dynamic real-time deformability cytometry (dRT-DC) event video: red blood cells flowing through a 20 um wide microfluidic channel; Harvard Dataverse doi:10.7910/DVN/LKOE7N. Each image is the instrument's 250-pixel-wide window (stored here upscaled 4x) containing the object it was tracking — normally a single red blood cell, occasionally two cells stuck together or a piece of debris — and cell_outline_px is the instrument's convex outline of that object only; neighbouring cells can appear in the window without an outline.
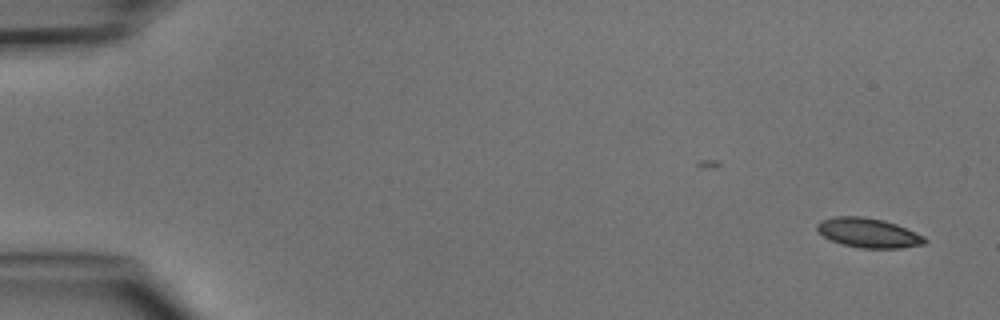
{"species": "common noctule bat (a hibernating species)", "species_latin": "Nyctalus noctula", "temperature_condition": "cold", "stored_images_in_passage": 5, "camera_frame_rate_fps": 3000, "um_per_image_px": 0.085, "animal": {"sex": "male", "body_mass_g": 15.6}, "frame": {"image": 1, "passage_image": 1, "time_ms": 0.0, "image_size_px": [1000, 320], "cell_outline_px": [[928, 240], [924, 244], [900, 248], [860, 248], [840, 244], [824, 236], [816, 228], [816, 224], [820, 220], [836, 216], [864, 216], [884, 220], [896, 224], [924, 236]], "centroid_in_image_um": [73.8, 19.79], "position_along_channel_um": 11.2, "area_um2": 18.55}}
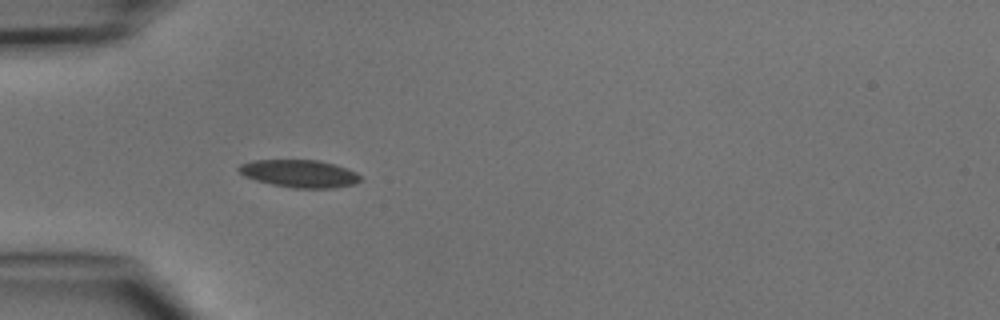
{"frame": {"image": 2, "passage_image": 4, "time_ms": 4.333, "image_size_px": [1000, 320], "cell_outline_px": [[360, 180], [356, 184], [336, 188], [292, 188], [272, 184], [256, 180], [244, 176], [236, 168], [240, 164], [252, 160], [316, 160], [332, 164], [356, 172], [360, 176]], "centroid_in_image_um": [25.43, 14.76], "position_along_channel_um": 59.6, "area_um2": 19.48}}